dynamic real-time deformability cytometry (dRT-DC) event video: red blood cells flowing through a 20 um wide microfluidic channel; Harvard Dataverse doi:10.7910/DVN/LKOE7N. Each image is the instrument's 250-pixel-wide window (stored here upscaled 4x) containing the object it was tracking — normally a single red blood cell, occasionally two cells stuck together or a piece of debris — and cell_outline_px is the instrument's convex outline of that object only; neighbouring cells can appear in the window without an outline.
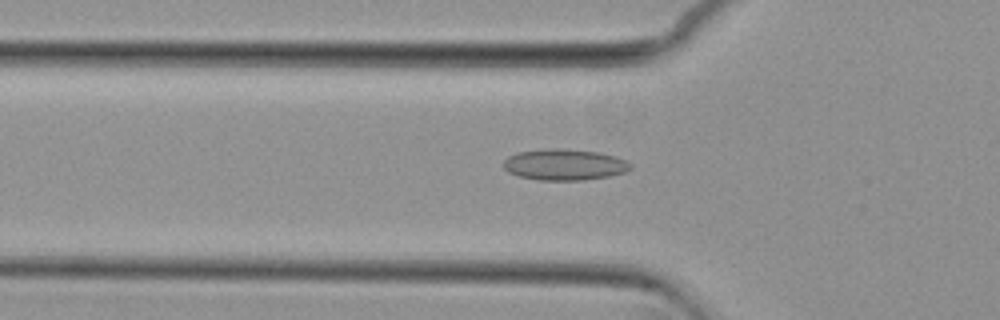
{"species": "common noctule bat (a hibernating species)", "species_latin": "Nyctalus noctula", "temperature_condition": "cold", "stored_images_in_passage": 49, "camera_frame_rate_fps": 3000, "um_per_image_px": 0.085, "animal": {"sex": "female", "body_mass_g": 29.2, "forearm_length_mm": 56.3}, "frame": {"image": 1, "passage_image": 17, "time_ms": 5.333, "image_size_px": [1000, 320], "cell_outline_px": [[632, 168], [624, 172], [608, 176], [584, 180], [540, 180], [520, 176], [508, 172], [504, 168], [504, 160], [508, 156], [516, 152], [548, 148], [564, 148], [600, 152], [616, 156], [632, 164]], "centroid_in_image_um": [47.98, 13.98], "position_along_channel_um": 77.8, "area_um2": 23.18}}
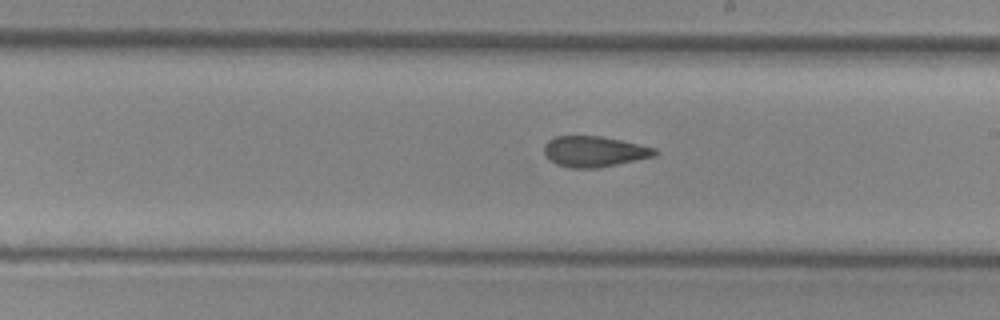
{"frame": {"image": 2, "passage_image": 30, "time_ms": 9.667, "image_size_px": [1000, 320], "cell_outline_px": [[660, 152], [656, 156], [600, 168], [568, 168], [556, 164], [548, 160], [544, 152], [544, 144], [548, 140], [556, 136], [600, 136], [620, 140], [656, 148]], "centroid_in_image_um": [50.51, 12.89], "position_along_channel_um": 238.5, "area_um2": 20.06}}
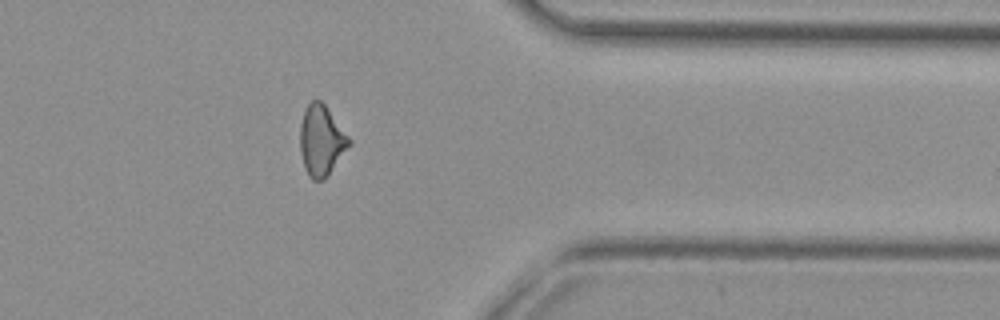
{"frame": {"image": 3, "passage_image": 43, "time_ms": 14.0, "image_size_px": [1000, 320], "cell_outline_px": [[352, 144], [324, 180], [312, 180], [308, 176], [304, 168], [300, 152], [300, 124], [304, 108], [312, 100], [320, 100], [324, 104], [352, 140]], "centroid_in_image_um": [27.31, 11.96], "position_along_channel_um": 384.1, "area_um2": 20.35}, "authors_computed_cell_mechanics": {"area_um2": 20.808, "velocity_mm_per_s": 3.7019, "shape_relaxation_time_tau1_ms": null, "shape_relaxation_time_tau2_ms": 2.8128, "deformation_change_tau1": null, "deformation_change_tau2": 0.1037}}